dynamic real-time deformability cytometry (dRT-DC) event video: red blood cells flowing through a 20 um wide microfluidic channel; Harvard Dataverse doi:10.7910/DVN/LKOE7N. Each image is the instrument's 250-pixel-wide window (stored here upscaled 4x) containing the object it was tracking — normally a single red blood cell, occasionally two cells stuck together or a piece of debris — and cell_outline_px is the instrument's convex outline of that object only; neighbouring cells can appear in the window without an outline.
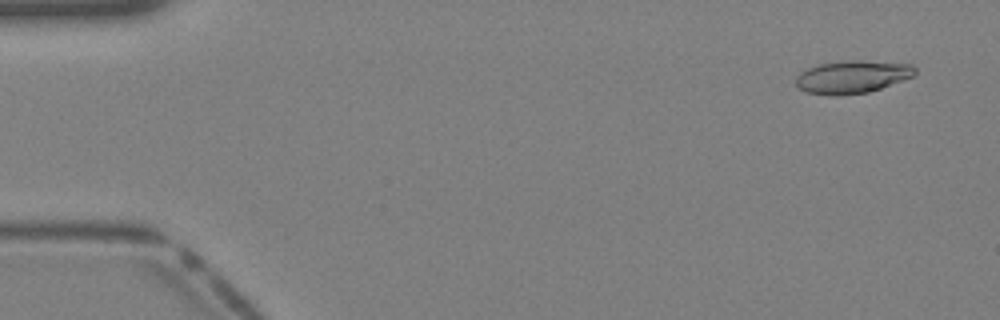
{"species": "Egyptian fruit bat (a non-hibernating species)", "species_latin": "Rousettus aegyptiacus", "temperature_condition": "warm", "stored_images_in_passage": 12, "camera_frame_rate_fps": 3000, "um_per_image_px": 0.085, "animal": {"sex": "female"}, "frame": {"image": 1, "passage_image": 3, "time_ms": 0.667, "image_size_px": [1000, 320], "cell_outline_px": [[916, 72], [912, 76], [880, 88], [868, 92], [836, 96], [828, 96], [804, 92], [796, 84], [796, 76], [800, 72], [808, 68], [820, 64], [848, 60], [864, 60], [912, 64], [916, 68]], "centroid_in_image_um": [72.41, 6.53], "position_along_channel_um": 12.6, "area_um2": 22.77}}
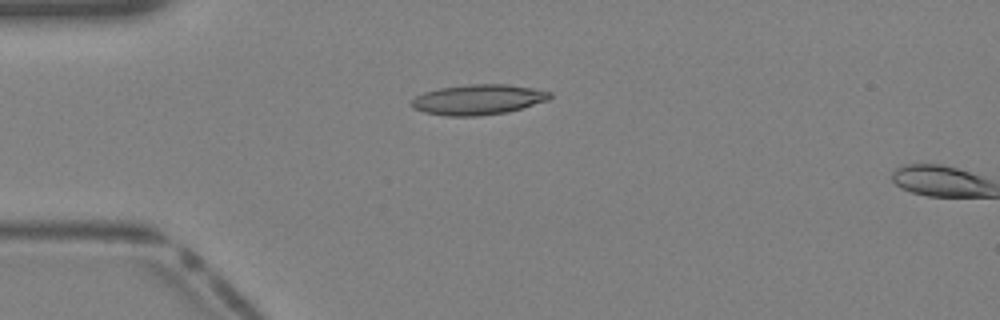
{"frame": {"image": 2, "passage_image": 11, "time_ms": 3.333, "image_size_px": [1000, 320], "cell_outline_px": [[552, 96], [548, 100], [508, 112], [480, 116], [448, 116], [424, 112], [412, 108], [412, 100], [416, 96], [424, 92], [440, 88], [472, 84], [508, 84], [532, 88], [552, 92]], "centroid_in_image_um": [40.66, 8.47], "position_along_channel_um": 44.3, "area_um2": 24.33}}